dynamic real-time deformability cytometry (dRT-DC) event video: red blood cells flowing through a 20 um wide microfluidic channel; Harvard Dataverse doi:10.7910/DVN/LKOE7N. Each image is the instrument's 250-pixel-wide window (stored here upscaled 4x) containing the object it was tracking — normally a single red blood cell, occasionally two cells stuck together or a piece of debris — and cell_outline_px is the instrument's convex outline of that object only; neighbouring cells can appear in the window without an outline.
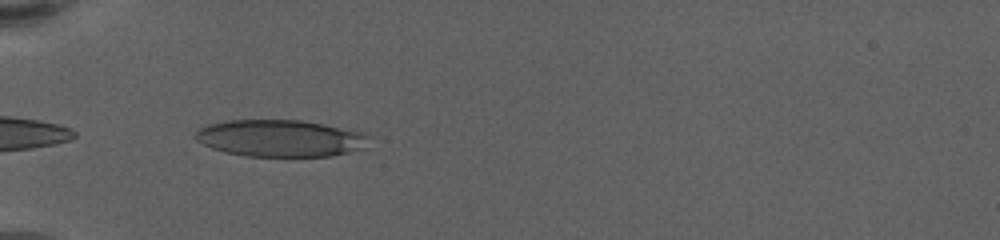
{"species": "human", "species_latin": "Homo sapiens", "temperature_condition": "warm", "stored_images_in_passage": 21, "camera_frame_rate_fps": 3000, "um_per_image_px": 0.085, "donor": {"sex": "female"}, "frame": {"image": 1, "passage_image": 12, "time_ms": 6.667, "image_size_px": [1000, 240], "cell_outline_px": [[372, 136], [364, 148], [332, 156], [244, 156], [224, 152], [212, 148], [196, 140], [192, 136], [200, 128], [208, 124], [224, 120], [300, 120], [324, 124], [360, 132]], "centroid_in_image_um": [23.8, 11.75], "position_along_channel_um": 61.2, "area_um2": 37.45}}
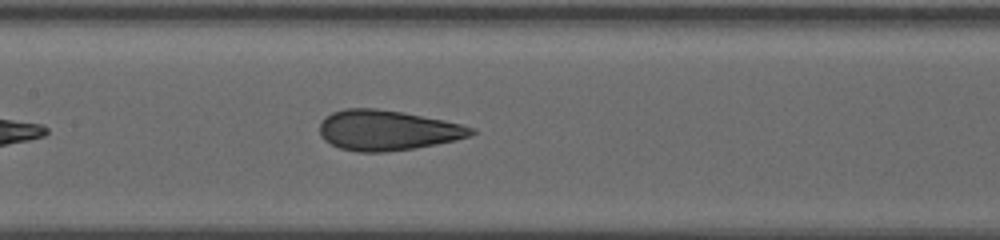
{"frame": {"image": 2, "passage_image": 18, "time_ms": 10.333, "image_size_px": [1000, 240], "cell_outline_px": [[476, 132], [468, 136], [456, 140], [436, 144], [412, 148], [384, 152], [356, 152], [340, 148], [324, 140], [320, 136], [320, 124], [332, 112], [344, 108], [376, 108], [400, 112], [444, 120], [476, 128]], "centroid_in_image_um": [32.92, 11.07], "position_along_channel_um": 174.5, "area_um2": 35.26}}
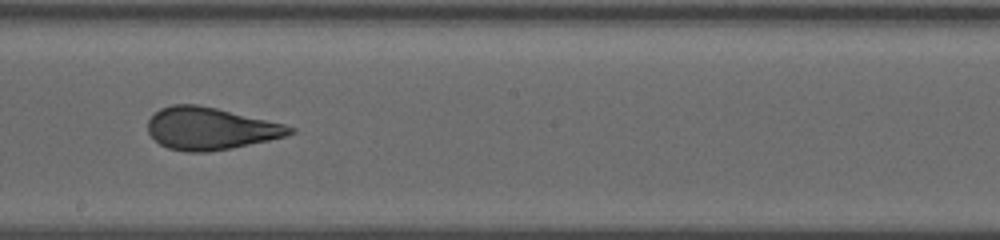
{"frame": {"image": 3, "passage_image": 20, "time_ms": 12.0, "image_size_px": [1000, 240], "cell_outline_px": [[296, 132], [284, 136], [268, 140], [232, 148], [208, 152], [188, 152], [168, 148], [160, 144], [148, 132], [148, 120], [160, 108], [172, 104], [196, 104], [216, 108], [284, 124], [296, 128]], "centroid_in_image_um": [17.87, 10.93], "position_along_channel_um": 230.3, "area_um2": 34.74}}